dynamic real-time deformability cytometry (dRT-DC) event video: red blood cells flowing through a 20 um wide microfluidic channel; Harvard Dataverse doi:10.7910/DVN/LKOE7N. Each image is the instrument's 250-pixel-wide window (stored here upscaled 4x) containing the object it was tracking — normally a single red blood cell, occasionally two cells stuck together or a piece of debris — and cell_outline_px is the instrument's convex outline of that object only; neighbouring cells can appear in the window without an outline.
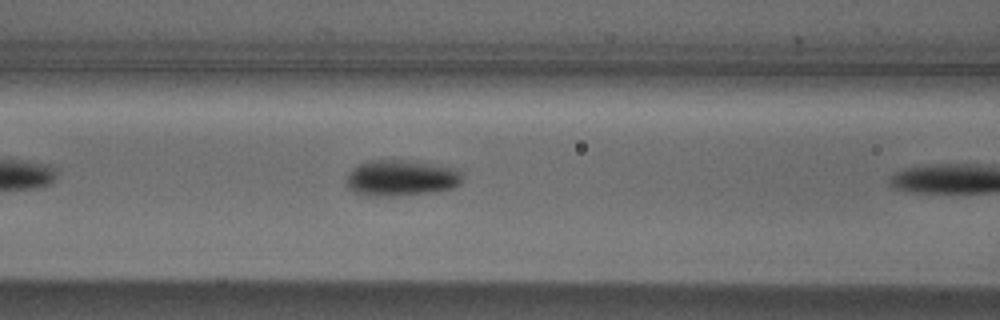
{"species": "Egyptian fruit bat (a non-hibernating species)", "species_latin": "Rousettus aegyptiacus", "temperature_condition": "cold", "stored_images_in_passage": 8, "camera_frame_rate_fps": 3000, "um_per_image_px": 0.085, "animal": {"sex": "male"}, "frame": {"image": 1, "passage_image": 7, "time_ms": 2.0, "image_size_px": [1000, 320], "cell_outline_px": [[464, 180], [460, 184], [452, 188], [436, 192], [392, 196], [364, 196], [348, 188], [348, 172], [356, 164], [368, 160], [416, 160], [456, 168], [464, 176]], "centroid_in_image_um": [34.13, 15.11], "position_along_channel_um": 132.5, "area_um2": 24.91}}